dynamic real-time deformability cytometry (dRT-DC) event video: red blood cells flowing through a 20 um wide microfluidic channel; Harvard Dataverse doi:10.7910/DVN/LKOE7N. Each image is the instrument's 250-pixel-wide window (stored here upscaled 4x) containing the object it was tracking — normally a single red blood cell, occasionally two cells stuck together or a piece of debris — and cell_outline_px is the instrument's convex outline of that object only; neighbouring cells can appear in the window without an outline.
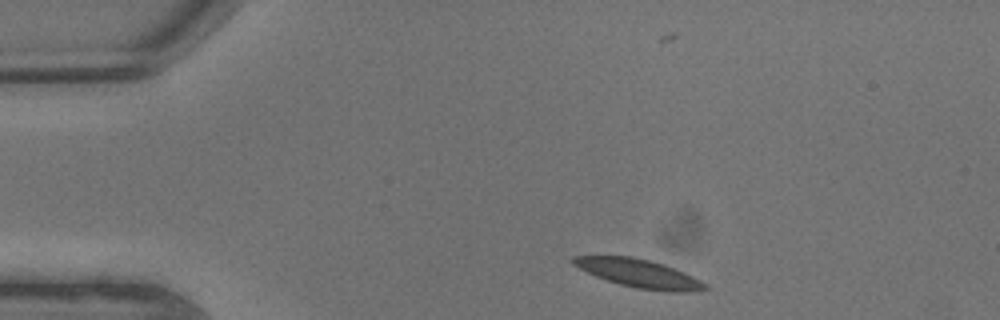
{"species": "common noctule bat (a hibernating species)", "species_latin": "Nyctalus noctula", "temperature_condition": "warm", "stored_images_in_passage": 7, "camera_frame_rate_fps": 3000, "um_per_image_px": 0.085, "animal": {"sex": "male", "body_mass_g": 13.3}, "frame": {"image": 1, "passage_image": 1, "time_ms": 0.0, "image_size_px": [1000, 320], "cell_outline_px": [[708, 288], [684, 292], [672, 292], [636, 288], [620, 284], [596, 276], [572, 264], [572, 256], [632, 256], [664, 264], [684, 272], [708, 284]], "centroid_in_image_um": [54.32, 23.23], "position_along_channel_um": 30.7, "area_um2": 21.44}}
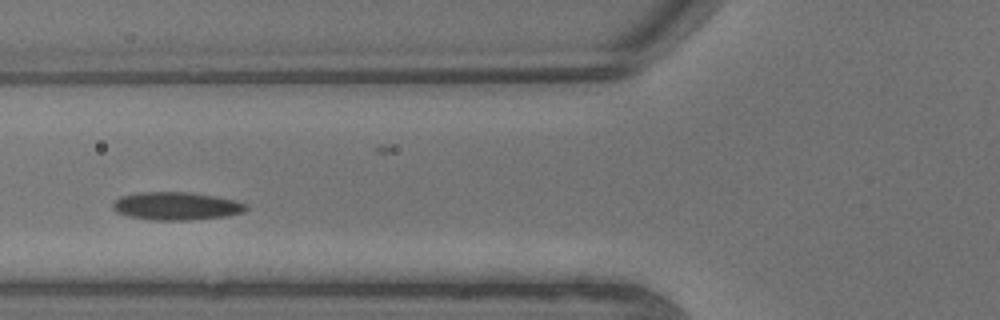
{"frame": {"image": 2, "passage_image": 5, "time_ms": 1.333, "image_size_px": [1000, 320], "cell_outline_px": [[248, 208], [244, 212], [224, 216], [188, 220], [156, 220], [128, 216], [116, 212], [112, 208], [112, 204], [120, 196], [140, 192], [192, 192], [216, 196], [236, 200], [248, 204]], "centroid_in_image_um": [15.0, 17.5], "position_along_channel_um": 110.8, "area_um2": 21.79}}
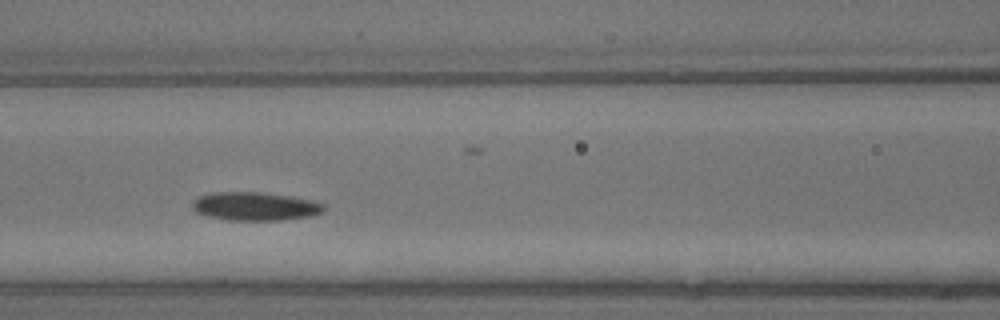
{"frame": {"image": 3, "passage_image": 6, "time_ms": 1.667, "image_size_px": [1000, 320], "cell_outline_px": [[324, 212], [308, 216], [280, 220], [228, 220], [208, 216], [196, 212], [192, 208], [192, 200], [200, 196], [212, 192], [264, 192], [288, 196], [308, 200], [324, 204]], "centroid_in_image_um": [21.63, 17.53], "position_along_channel_um": 145.0, "area_um2": 21.62}}